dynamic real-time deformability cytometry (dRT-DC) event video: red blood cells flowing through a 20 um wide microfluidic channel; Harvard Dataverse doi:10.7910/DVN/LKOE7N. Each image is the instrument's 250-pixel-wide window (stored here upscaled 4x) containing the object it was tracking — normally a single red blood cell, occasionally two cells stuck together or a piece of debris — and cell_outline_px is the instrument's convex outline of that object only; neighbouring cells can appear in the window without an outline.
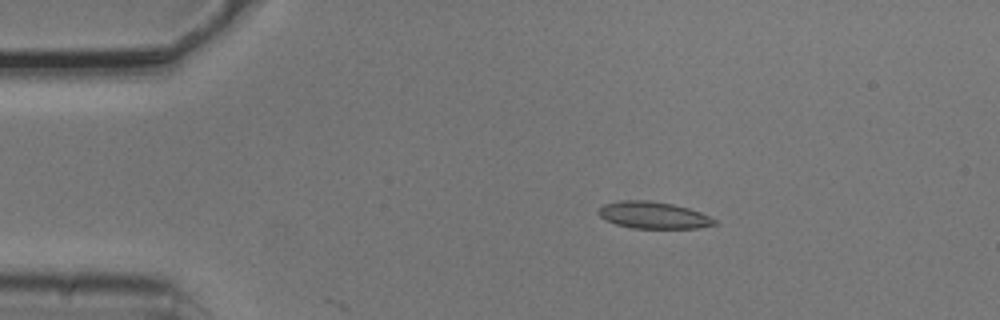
{"species": "common noctule bat (a hibernating species)", "species_latin": "Nyctalus noctula", "temperature_condition": "cold", "stored_images_in_passage": 6, "camera_frame_rate_fps": 3000, "um_per_image_px": 0.085, "animal": {"sex": "male", "body_mass_g": 20.5, "forearm_length_mm": 52.5}, "frame": {"image": 1, "passage_image": 2, "time_ms": 0.333, "image_size_px": [1000, 320], "cell_outline_px": [[716, 224], [696, 228], [632, 228], [616, 224], [604, 220], [596, 212], [604, 204], [620, 200], [648, 200], [672, 204], [688, 208], [700, 212], [716, 220]], "centroid_in_image_um": [55.49, 18.29], "position_along_channel_um": 29.5, "area_um2": 18.09}}
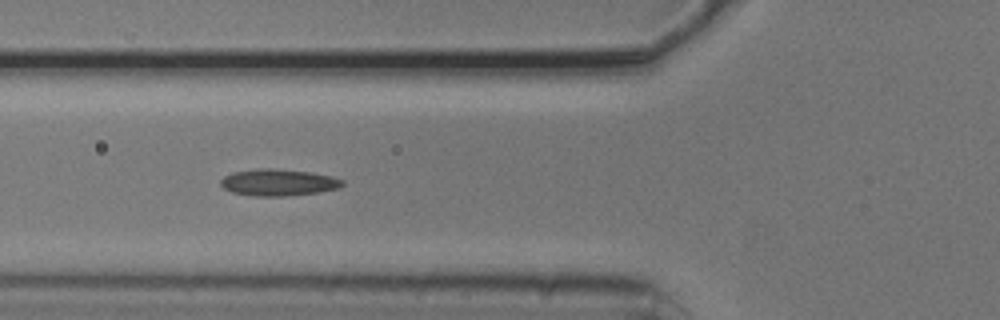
{"frame": {"image": 2, "passage_image": 5, "time_ms": 1.333, "image_size_px": [1000, 320], "cell_outline_px": [[344, 184], [340, 188], [320, 192], [284, 196], [252, 196], [232, 192], [224, 188], [220, 184], [220, 180], [224, 176], [232, 172], [256, 168], [272, 168], [312, 172], [332, 176], [344, 180]], "centroid_in_image_um": [23.67, 15.5], "position_along_channel_um": 102.1, "area_um2": 19.19}}
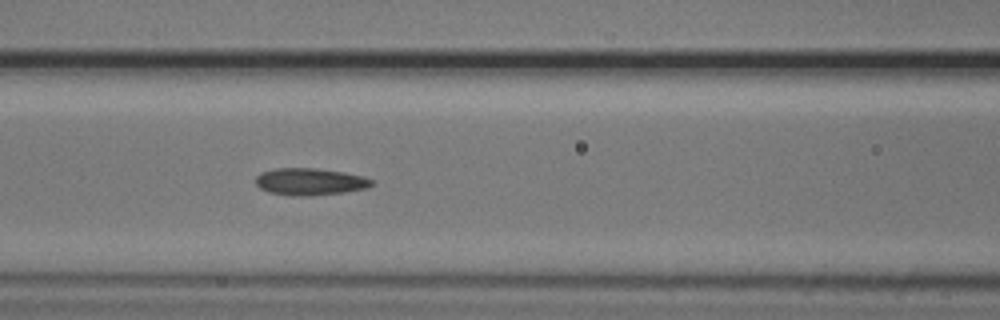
{"frame": {"image": 3, "passage_image": 6, "time_ms": 1.667, "image_size_px": [1000, 320], "cell_outline_px": [[372, 184], [368, 188], [344, 192], [308, 196], [300, 196], [268, 192], [260, 188], [256, 184], [256, 176], [260, 172], [276, 168], [316, 168], [344, 172], [364, 176], [372, 180]], "centroid_in_image_um": [26.34, 15.43], "position_along_channel_um": 140.3, "area_um2": 18.26}}